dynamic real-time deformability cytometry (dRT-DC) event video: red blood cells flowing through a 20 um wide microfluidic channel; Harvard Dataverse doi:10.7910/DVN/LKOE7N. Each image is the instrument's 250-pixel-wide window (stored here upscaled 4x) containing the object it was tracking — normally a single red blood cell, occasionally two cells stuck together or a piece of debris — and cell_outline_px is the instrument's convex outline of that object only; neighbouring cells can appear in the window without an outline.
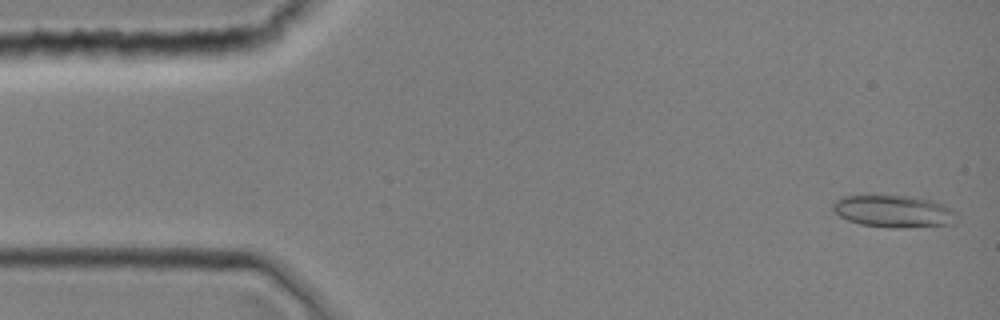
{"species": "common noctule bat (a hibernating species)", "species_latin": "Nyctalus noctula", "temperature_condition": "room temperature", "stored_images_in_passage": 4, "camera_frame_rate_fps": 3000, "um_per_image_px": 0.085, "animal": {"sex": "female", "body_mass_g": 19.0, "forearm_length_mm": 51.5}, "frame": {"image": 1, "passage_image": 1, "time_ms": 0.0, "image_size_px": [1000, 320], "cell_outline_px": [[956, 224], [896, 228], [888, 228], [860, 224], [848, 220], [840, 216], [832, 208], [832, 204], [836, 200], [844, 196], [912, 196], [932, 200], [944, 204], [952, 208], [956, 212]], "centroid_in_image_um": [76.01, 17.97], "position_along_channel_um": 9.0, "area_um2": 23.29}}